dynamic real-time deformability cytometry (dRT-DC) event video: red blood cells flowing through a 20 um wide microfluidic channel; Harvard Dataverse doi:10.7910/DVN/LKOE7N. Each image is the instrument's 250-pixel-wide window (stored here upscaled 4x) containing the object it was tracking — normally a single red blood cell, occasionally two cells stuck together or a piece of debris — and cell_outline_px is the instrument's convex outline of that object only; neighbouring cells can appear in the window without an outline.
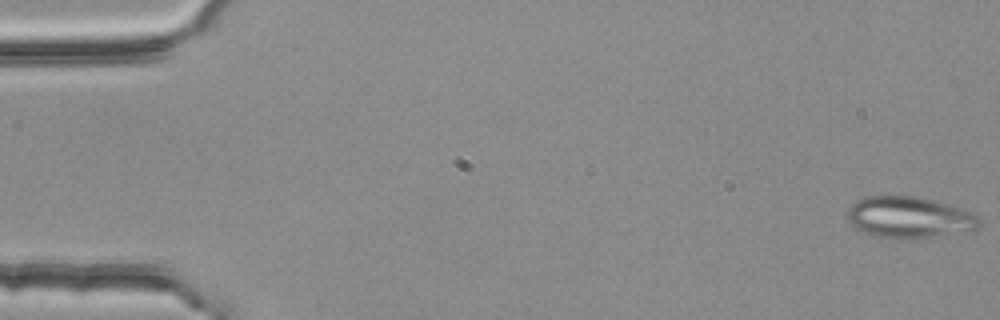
{"species": "common noctule bat (a hibernating species)", "species_latin": "Nyctalus noctula", "temperature_condition": "room temperature", "stored_images_in_passage": 4, "camera_frame_rate_fps": 3000, "um_per_image_px": 0.085, "animal": {"sex": "female", "body_mass_g": 25.1}, "frame": {"image": 1, "passage_image": 1, "time_ms": 0.0, "image_size_px": [1000, 320], "cell_outline_px": [[980, 224], [976, 228], [908, 240], [892, 240], [876, 236], [864, 232], [856, 228], [848, 220], [848, 208], [856, 200], [864, 196], [920, 196], [948, 204], [972, 212], [980, 220]], "centroid_in_image_um": [77.22, 18.47], "position_along_channel_um": 7.8, "area_um2": 31.73}}